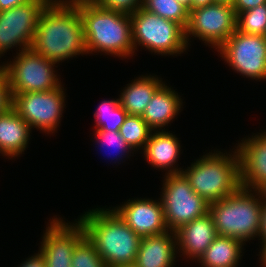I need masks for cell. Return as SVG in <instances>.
I'll return each instance as SVG.
<instances>
[{"mask_svg":"<svg viewBox=\"0 0 266 267\" xmlns=\"http://www.w3.org/2000/svg\"><path fill=\"white\" fill-rule=\"evenodd\" d=\"M31 48L55 63L87 53L78 7L72 1L51 0L39 15Z\"/></svg>","mask_w":266,"mask_h":267,"instance_id":"cell-1","label":"cell"},{"mask_svg":"<svg viewBox=\"0 0 266 267\" xmlns=\"http://www.w3.org/2000/svg\"><path fill=\"white\" fill-rule=\"evenodd\" d=\"M215 2L232 4L233 0H214Z\"/></svg>","mask_w":266,"mask_h":267,"instance_id":"cell-40","label":"cell"},{"mask_svg":"<svg viewBox=\"0 0 266 267\" xmlns=\"http://www.w3.org/2000/svg\"><path fill=\"white\" fill-rule=\"evenodd\" d=\"M181 98L175 90L163 84L148 103L142 119L154 131L166 126L178 114L181 108Z\"/></svg>","mask_w":266,"mask_h":267,"instance_id":"cell-19","label":"cell"},{"mask_svg":"<svg viewBox=\"0 0 266 267\" xmlns=\"http://www.w3.org/2000/svg\"><path fill=\"white\" fill-rule=\"evenodd\" d=\"M142 8L186 28L189 11L177 0H143Z\"/></svg>","mask_w":266,"mask_h":267,"instance_id":"cell-24","label":"cell"},{"mask_svg":"<svg viewBox=\"0 0 266 267\" xmlns=\"http://www.w3.org/2000/svg\"><path fill=\"white\" fill-rule=\"evenodd\" d=\"M76 222L68 225L57 217L50 222L40 248L46 267H71L73 250L86 235L83 225Z\"/></svg>","mask_w":266,"mask_h":267,"instance_id":"cell-13","label":"cell"},{"mask_svg":"<svg viewBox=\"0 0 266 267\" xmlns=\"http://www.w3.org/2000/svg\"><path fill=\"white\" fill-rule=\"evenodd\" d=\"M162 208L169 231H176L209 212V203L191 188L182 170L173 168L165 176Z\"/></svg>","mask_w":266,"mask_h":267,"instance_id":"cell-7","label":"cell"},{"mask_svg":"<svg viewBox=\"0 0 266 267\" xmlns=\"http://www.w3.org/2000/svg\"><path fill=\"white\" fill-rule=\"evenodd\" d=\"M119 132L129 147L134 150L145 147L152 130L142 116L128 114Z\"/></svg>","mask_w":266,"mask_h":267,"instance_id":"cell-25","label":"cell"},{"mask_svg":"<svg viewBox=\"0 0 266 267\" xmlns=\"http://www.w3.org/2000/svg\"><path fill=\"white\" fill-rule=\"evenodd\" d=\"M30 0H0V12L27 3Z\"/></svg>","mask_w":266,"mask_h":267,"instance_id":"cell-34","label":"cell"},{"mask_svg":"<svg viewBox=\"0 0 266 267\" xmlns=\"http://www.w3.org/2000/svg\"><path fill=\"white\" fill-rule=\"evenodd\" d=\"M57 89L43 92L13 94L12 108L31 127L53 132L60 123L64 108V91Z\"/></svg>","mask_w":266,"mask_h":267,"instance_id":"cell-11","label":"cell"},{"mask_svg":"<svg viewBox=\"0 0 266 267\" xmlns=\"http://www.w3.org/2000/svg\"><path fill=\"white\" fill-rule=\"evenodd\" d=\"M234 154L211 153L182 171L191 188L209 204L230 196L240 187V161ZM229 155V156H228Z\"/></svg>","mask_w":266,"mask_h":267,"instance_id":"cell-4","label":"cell"},{"mask_svg":"<svg viewBox=\"0 0 266 267\" xmlns=\"http://www.w3.org/2000/svg\"><path fill=\"white\" fill-rule=\"evenodd\" d=\"M261 4H266V0H233L232 2L236 15L240 12L253 9Z\"/></svg>","mask_w":266,"mask_h":267,"instance_id":"cell-31","label":"cell"},{"mask_svg":"<svg viewBox=\"0 0 266 267\" xmlns=\"http://www.w3.org/2000/svg\"><path fill=\"white\" fill-rule=\"evenodd\" d=\"M95 133L97 141H99V143H102L100 144L101 147L102 146L113 147L117 151V155L119 153L121 157L122 155H124L125 152L129 153V150H131V148L123 139L119 131H96Z\"/></svg>","mask_w":266,"mask_h":267,"instance_id":"cell-28","label":"cell"},{"mask_svg":"<svg viewBox=\"0 0 266 267\" xmlns=\"http://www.w3.org/2000/svg\"><path fill=\"white\" fill-rule=\"evenodd\" d=\"M241 186L256 191L266 182V132L238 145Z\"/></svg>","mask_w":266,"mask_h":267,"instance_id":"cell-15","label":"cell"},{"mask_svg":"<svg viewBox=\"0 0 266 267\" xmlns=\"http://www.w3.org/2000/svg\"><path fill=\"white\" fill-rule=\"evenodd\" d=\"M128 113L120 104V99L103 101L94 113L96 131H119Z\"/></svg>","mask_w":266,"mask_h":267,"instance_id":"cell-23","label":"cell"},{"mask_svg":"<svg viewBox=\"0 0 266 267\" xmlns=\"http://www.w3.org/2000/svg\"><path fill=\"white\" fill-rule=\"evenodd\" d=\"M182 6H184L188 11L191 10V0H177Z\"/></svg>","mask_w":266,"mask_h":267,"instance_id":"cell-38","label":"cell"},{"mask_svg":"<svg viewBox=\"0 0 266 267\" xmlns=\"http://www.w3.org/2000/svg\"><path fill=\"white\" fill-rule=\"evenodd\" d=\"M78 7L84 31L86 52L128 57L135 49L130 14L107 10L93 0H72Z\"/></svg>","mask_w":266,"mask_h":267,"instance_id":"cell-2","label":"cell"},{"mask_svg":"<svg viewBox=\"0 0 266 267\" xmlns=\"http://www.w3.org/2000/svg\"><path fill=\"white\" fill-rule=\"evenodd\" d=\"M261 247H262V249H261V250H262V251H261L262 253H261V257H260V258H262V259H261V261H262V263H263L262 265H263L264 267H266V241H263V242H262V246H261Z\"/></svg>","mask_w":266,"mask_h":267,"instance_id":"cell-37","label":"cell"},{"mask_svg":"<svg viewBox=\"0 0 266 267\" xmlns=\"http://www.w3.org/2000/svg\"><path fill=\"white\" fill-rule=\"evenodd\" d=\"M162 85L163 82L154 76L139 77L121 93L120 104L129 115L142 116L154 93Z\"/></svg>","mask_w":266,"mask_h":267,"instance_id":"cell-21","label":"cell"},{"mask_svg":"<svg viewBox=\"0 0 266 267\" xmlns=\"http://www.w3.org/2000/svg\"><path fill=\"white\" fill-rule=\"evenodd\" d=\"M237 30L245 34L266 36V4L240 12L237 15Z\"/></svg>","mask_w":266,"mask_h":267,"instance_id":"cell-26","label":"cell"},{"mask_svg":"<svg viewBox=\"0 0 266 267\" xmlns=\"http://www.w3.org/2000/svg\"><path fill=\"white\" fill-rule=\"evenodd\" d=\"M51 0H30L0 12V55L13 46L31 48L41 11Z\"/></svg>","mask_w":266,"mask_h":267,"instance_id":"cell-12","label":"cell"},{"mask_svg":"<svg viewBox=\"0 0 266 267\" xmlns=\"http://www.w3.org/2000/svg\"><path fill=\"white\" fill-rule=\"evenodd\" d=\"M107 210H90L78 220L107 267L134 264L141 238L114 210Z\"/></svg>","mask_w":266,"mask_h":267,"instance_id":"cell-3","label":"cell"},{"mask_svg":"<svg viewBox=\"0 0 266 267\" xmlns=\"http://www.w3.org/2000/svg\"><path fill=\"white\" fill-rule=\"evenodd\" d=\"M257 192L260 194L261 199H263L262 201L266 202V182L256 190Z\"/></svg>","mask_w":266,"mask_h":267,"instance_id":"cell-36","label":"cell"},{"mask_svg":"<svg viewBox=\"0 0 266 267\" xmlns=\"http://www.w3.org/2000/svg\"><path fill=\"white\" fill-rule=\"evenodd\" d=\"M177 139L172 133L163 130L151 133L143 149L148 163L160 169L172 168L180 153V144Z\"/></svg>","mask_w":266,"mask_h":267,"instance_id":"cell-20","label":"cell"},{"mask_svg":"<svg viewBox=\"0 0 266 267\" xmlns=\"http://www.w3.org/2000/svg\"><path fill=\"white\" fill-rule=\"evenodd\" d=\"M214 2V0H191V10L208 6L209 4H212Z\"/></svg>","mask_w":266,"mask_h":267,"instance_id":"cell-35","label":"cell"},{"mask_svg":"<svg viewBox=\"0 0 266 267\" xmlns=\"http://www.w3.org/2000/svg\"><path fill=\"white\" fill-rule=\"evenodd\" d=\"M100 7L107 10L133 14L142 7L143 0H93Z\"/></svg>","mask_w":266,"mask_h":267,"instance_id":"cell-29","label":"cell"},{"mask_svg":"<svg viewBox=\"0 0 266 267\" xmlns=\"http://www.w3.org/2000/svg\"><path fill=\"white\" fill-rule=\"evenodd\" d=\"M237 30V15L232 4L214 2L189 11L185 38L198 37L219 49Z\"/></svg>","mask_w":266,"mask_h":267,"instance_id":"cell-9","label":"cell"},{"mask_svg":"<svg viewBox=\"0 0 266 267\" xmlns=\"http://www.w3.org/2000/svg\"><path fill=\"white\" fill-rule=\"evenodd\" d=\"M134 49L139 44L151 52L163 55L183 53L188 47L185 28L144 8L130 15Z\"/></svg>","mask_w":266,"mask_h":267,"instance_id":"cell-6","label":"cell"},{"mask_svg":"<svg viewBox=\"0 0 266 267\" xmlns=\"http://www.w3.org/2000/svg\"><path fill=\"white\" fill-rule=\"evenodd\" d=\"M13 63L0 66L7 74L11 94L43 92L61 86L54 74L55 62L48 60L32 48L19 50Z\"/></svg>","mask_w":266,"mask_h":267,"instance_id":"cell-8","label":"cell"},{"mask_svg":"<svg viewBox=\"0 0 266 267\" xmlns=\"http://www.w3.org/2000/svg\"><path fill=\"white\" fill-rule=\"evenodd\" d=\"M251 191L241 186L230 196L209 204L218 235L242 242L259 236L262 201L259 193H255V198Z\"/></svg>","mask_w":266,"mask_h":267,"instance_id":"cell-5","label":"cell"},{"mask_svg":"<svg viewBox=\"0 0 266 267\" xmlns=\"http://www.w3.org/2000/svg\"><path fill=\"white\" fill-rule=\"evenodd\" d=\"M13 96L7 74L0 68V115L12 108Z\"/></svg>","mask_w":266,"mask_h":267,"instance_id":"cell-30","label":"cell"},{"mask_svg":"<svg viewBox=\"0 0 266 267\" xmlns=\"http://www.w3.org/2000/svg\"><path fill=\"white\" fill-rule=\"evenodd\" d=\"M243 244L233 237L218 235L198 260L203 267H237Z\"/></svg>","mask_w":266,"mask_h":267,"instance_id":"cell-22","label":"cell"},{"mask_svg":"<svg viewBox=\"0 0 266 267\" xmlns=\"http://www.w3.org/2000/svg\"><path fill=\"white\" fill-rule=\"evenodd\" d=\"M176 245L174 231L141 238L135 264L138 267H173L178 248Z\"/></svg>","mask_w":266,"mask_h":267,"instance_id":"cell-17","label":"cell"},{"mask_svg":"<svg viewBox=\"0 0 266 267\" xmlns=\"http://www.w3.org/2000/svg\"><path fill=\"white\" fill-rule=\"evenodd\" d=\"M113 210L140 238L169 231L161 201L134 199Z\"/></svg>","mask_w":266,"mask_h":267,"instance_id":"cell-14","label":"cell"},{"mask_svg":"<svg viewBox=\"0 0 266 267\" xmlns=\"http://www.w3.org/2000/svg\"><path fill=\"white\" fill-rule=\"evenodd\" d=\"M179 250L192 259H199L208 246L218 236L212 215L204 216L182 225L175 231Z\"/></svg>","mask_w":266,"mask_h":267,"instance_id":"cell-16","label":"cell"},{"mask_svg":"<svg viewBox=\"0 0 266 267\" xmlns=\"http://www.w3.org/2000/svg\"><path fill=\"white\" fill-rule=\"evenodd\" d=\"M114 267H138L135 263L134 264H124V265H118Z\"/></svg>","mask_w":266,"mask_h":267,"instance_id":"cell-39","label":"cell"},{"mask_svg":"<svg viewBox=\"0 0 266 267\" xmlns=\"http://www.w3.org/2000/svg\"><path fill=\"white\" fill-rule=\"evenodd\" d=\"M31 127L11 108L0 115V153L15 157L24 152Z\"/></svg>","mask_w":266,"mask_h":267,"instance_id":"cell-18","label":"cell"},{"mask_svg":"<svg viewBox=\"0 0 266 267\" xmlns=\"http://www.w3.org/2000/svg\"><path fill=\"white\" fill-rule=\"evenodd\" d=\"M218 51L233 70L253 79H266V36L236 30Z\"/></svg>","mask_w":266,"mask_h":267,"instance_id":"cell-10","label":"cell"},{"mask_svg":"<svg viewBox=\"0 0 266 267\" xmlns=\"http://www.w3.org/2000/svg\"><path fill=\"white\" fill-rule=\"evenodd\" d=\"M261 236L262 242L266 241V202H262L261 208V227L259 230V237Z\"/></svg>","mask_w":266,"mask_h":267,"instance_id":"cell-33","label":"cell"},{"mask_svg":"<svg viewBox=\"0 0 266 267\" xmlns=\"http://www.w3.org/2000/svg\"><path fill=\"white\" fill-rule=\"evenodd\" d=\"M19 267H46L44 255L40 252L24 261Z\"/></svg>","mask_w":266,"mask_h":267,"instance_id":"cell-32","label":"cell"},{"mask_svg":"<svg viewBox=\"0 0 266 267\" xmlns=\"http://www.w3.org/2000/svg\"><path fill=\"white\" fill-rule=\"evenodd\" d=\"M71 267H107L94 243L85 235L75 246Z\"/></svg>","mask_w":266,"mask_h":267,"instance_id":"cell-27","label":"cell"}]
</instances>
